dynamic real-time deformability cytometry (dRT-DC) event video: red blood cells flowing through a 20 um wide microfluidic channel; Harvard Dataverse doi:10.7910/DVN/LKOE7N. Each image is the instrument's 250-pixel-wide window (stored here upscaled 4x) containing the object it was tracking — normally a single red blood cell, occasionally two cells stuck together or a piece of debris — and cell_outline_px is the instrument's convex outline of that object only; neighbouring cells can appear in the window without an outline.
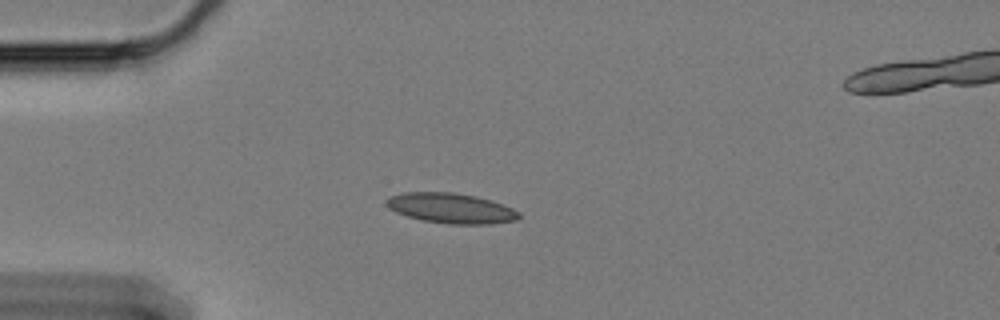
{"species": "Egyptian fruit bat (a non-hibernating species)", "species_latin": "Rousettus aegyptiacus", "temperature_condition": "cold", "stored_images_in_passage": 21, "camera_frame_rate_fps": 3000, "um_per_image_px": 0.085, "animal": {"sex": "female"}, "frame": {"image": 1, "passage_image": 15, "time_ms": 4.667, "image_size_px": [1000, 320], "cell_outline_px": [[520, 216], [516, 220], [492, 224], [448, 224], [424, 220], [408, 216], [396, 212], [388, 208], [384, 204], [384, 200], [388, 196], [404, 192], [452, 192], [476, 196], [512, 208], [520, 212]], "centroid_in_image_um": [38.28, 17.69], "position_along_channel_um": 46.7, "area_um2": 23.29}}
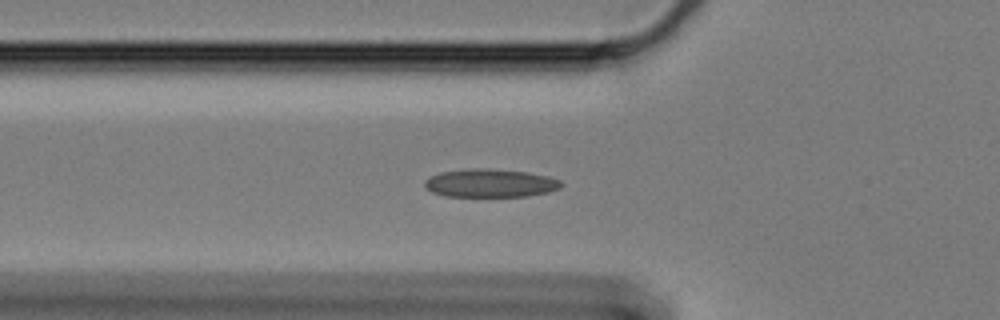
{"frame": {"image": 2, "passage_image": 20, "time_ms": 6.333, "image_size_px": [1000, 320], "cell_outline_px": [[564, 184], [560, 188], [548, 192], [528, 196], [444, 196], [432, 192], [424, 188], [424, 180], [440, 172], [468, 168], [488, 168], [528, 172], [548, 176], [560, 180]], "centroid_in_image_um": [41.67, 15.56], "position_along_channel_um": 84.1, "area_um2": 22.66}}